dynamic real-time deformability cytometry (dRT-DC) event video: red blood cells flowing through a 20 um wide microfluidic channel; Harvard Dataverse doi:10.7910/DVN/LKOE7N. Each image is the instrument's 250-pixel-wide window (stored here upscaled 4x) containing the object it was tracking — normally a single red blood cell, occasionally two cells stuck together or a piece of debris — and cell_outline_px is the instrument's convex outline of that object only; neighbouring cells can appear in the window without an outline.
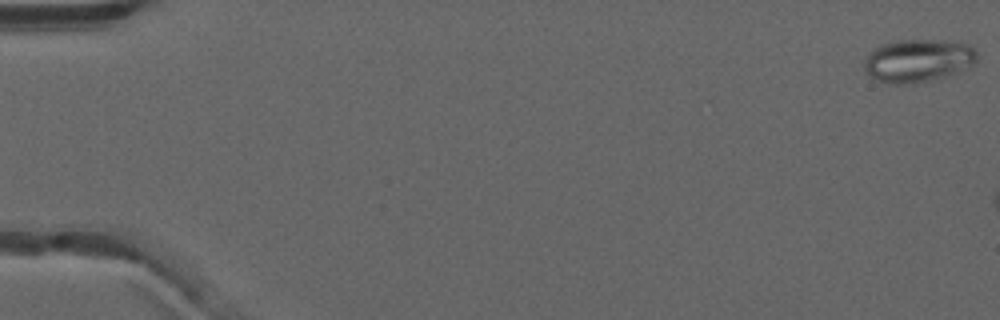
{"species": "common noctule bat (a hibernating species)", "species_latin": "Nyctalus noctula", "temperature_condition": "warm", "stored_images_in_passage": 7, "camera_frame_rate_fps": 3000, "um_per_image_px": 0.085, "animal": {"sex": "male", "forearm_length_mm": 52.5}, "frame": {"image": 1, "passage_image": 1, "time_ms": 0.0, "image_size_px": [1000, 320], "cell_outline_px": [[976, 60], [972, 64], [948, 76], [916, 84], [892, 84], [876, 80], [868, 76], [864, 68], [864, 60], [876, 48], [884, 44], [896, 40], [940, 40], [968, 44], [976, 48]], "centroid_in_image_um": [78.02, 5.17], "position_along_channel_um": 7.0, "area_um2": 28.21}}